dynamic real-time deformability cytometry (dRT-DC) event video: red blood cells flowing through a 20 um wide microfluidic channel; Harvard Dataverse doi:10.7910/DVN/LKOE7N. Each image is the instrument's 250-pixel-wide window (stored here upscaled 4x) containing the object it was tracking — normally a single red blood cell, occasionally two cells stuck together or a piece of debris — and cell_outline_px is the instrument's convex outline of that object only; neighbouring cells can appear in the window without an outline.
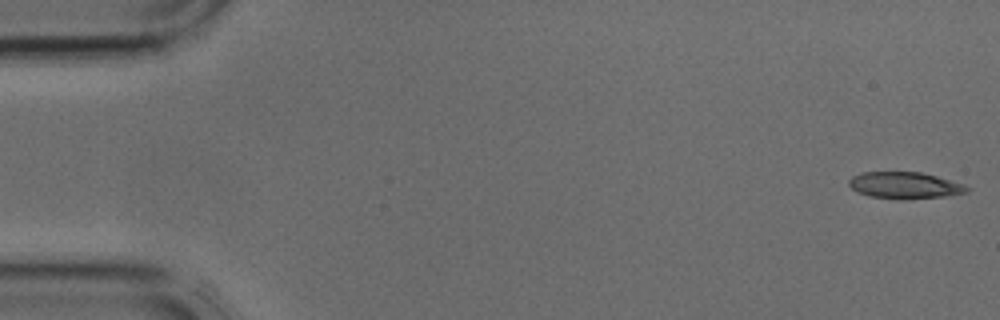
{"species": "common noctule bat (a hibernating species)", "species_latin": "Nyctalus noctula", "temperature_condition": "cold", "stored_images_in_passage": 4, "segment_of_instrument_passage": [2, 2], "camera_frame_rate_fps": 3000, "um_per_image_px": 0.085, "animal": {"sex": "male", "body_mass_g": 17.9, "forearm_length_mm": 54.2}, "frame": {"image": 1, "passage_image": 4, "time_ms": 1.0, "image_size_px": [1000, 320], "cell_outline_px": [[972, 188], [968, 192], [944, 196], [868, 196], [856, 192], [848, 184], [848, 180], [852, 176], [860, 172], [920, 172], [936, 176], [964, 184]], "centroid_in_image_um": [76.88, 15.69], "position_along_channel_um": 8.1, "area_um2": 17.4}}